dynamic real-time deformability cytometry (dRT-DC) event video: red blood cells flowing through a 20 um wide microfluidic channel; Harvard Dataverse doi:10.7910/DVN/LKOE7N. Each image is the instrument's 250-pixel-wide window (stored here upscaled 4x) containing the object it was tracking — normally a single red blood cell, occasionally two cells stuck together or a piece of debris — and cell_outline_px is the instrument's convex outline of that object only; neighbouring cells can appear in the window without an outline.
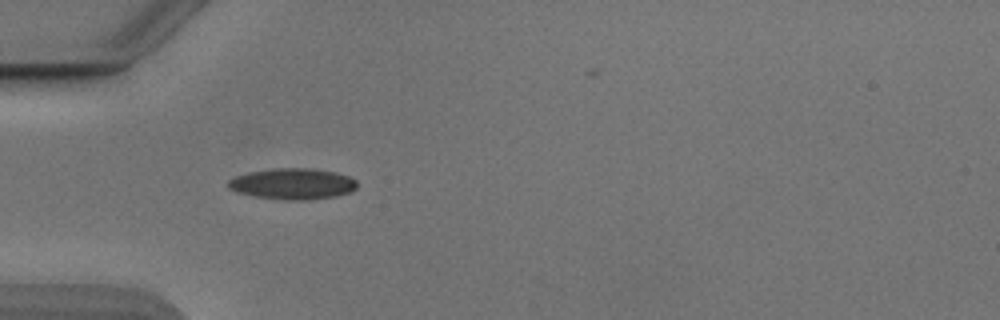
{"species": "Egyptian fruit bat (a non-hibernating species)", "species_latin": "Rousettus aegyptiacus", "temperature_condition": "cold", "stored_images_in_passage": 9, "camera_frame_rate_fps": 3000, "um_per_image_px": 0.085, "animal": {"sex": "male"}, "frame": {"image": 1, "passage_image": 6, "time_ms": 1.667, "image_size_px": [1000, 320], "cell_outline_px": [[356, 188], [352, 192], [336, 196], [308, 200], [284, 200], [252, 196], [236, 192], [228, 188], [228, 180], [236, 176], [248, 172], [276, 168], [312, 168], [336, 172], [348, 176], [356, 180]], "centroid_in_image_um": [24.87, 15.63], "position_along_channel_um": 60.1, "area_um2": 23.52}}
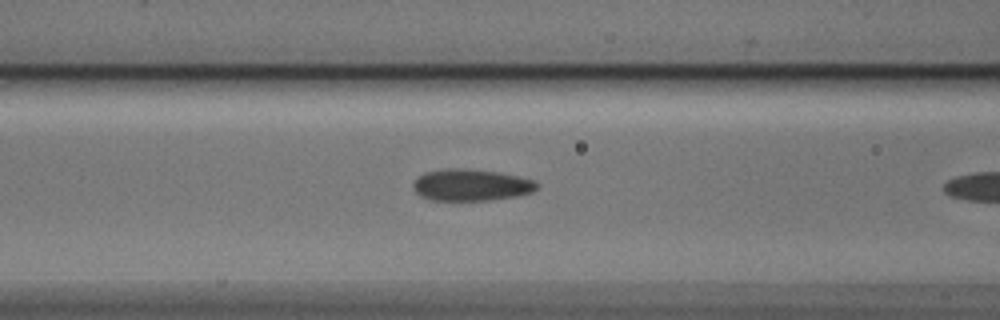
{"frame": {"image": 2, "passage_image": 8, "time_ms": 2.333, "image_size_px": [1000, 320], "cell_outline_px": [[540, 184], [532, 192], [520, 196], [492, 200], [432, 200], [420, 196], [416, 192], [412, 184], [424, 172], [448, 168], [460, 168], [500, 172], [536, 180]], "centroid_in_image_um": [40.09, 15.72], "position_along_channel_um": 126.5, "area_um2": 23.0}}